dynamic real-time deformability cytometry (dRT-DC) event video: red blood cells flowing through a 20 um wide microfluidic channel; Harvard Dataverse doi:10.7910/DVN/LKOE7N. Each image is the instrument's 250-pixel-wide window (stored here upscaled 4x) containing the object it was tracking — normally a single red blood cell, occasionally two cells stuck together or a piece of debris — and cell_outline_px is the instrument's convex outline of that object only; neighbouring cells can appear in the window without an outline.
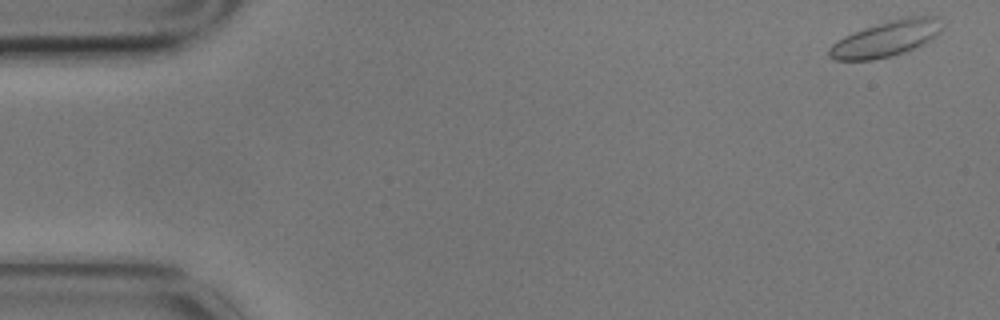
{"species": "common noctule bat (a hibernating species)", "species_latin": "Nyctalus noctula", "temperature_condition": "cold", "stored_images_in_passage": 8, "camera_frame_rate_fps": 3000, "um_per_image_px": 0.085, "animal": {"sex": "male", "body_mass_g": 17.9}, "frame": {"image": 1, "passage_image": 1, "time_ms": 0.0, "image_size_px": [1000, 320], "cell_outline_px": [[944, 24], [940, 32], [936, 36], [924, 44], [892, 56], [872, 60], [836, 60], [828, 56], [828, 48], [832, 44], [844, 36], [864, 28], [888, 20], [908, 16], [940, 16]], "centroid_in_image_um": [75.36, 3.27], "position_along_channel_um": 9.6, "area_um2": 23.7}}
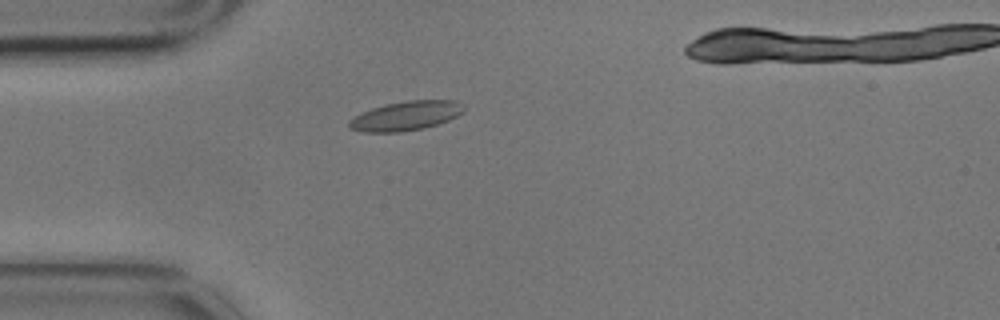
{"frame": {"image": 2, "passage_image": 5, "time_ms": 1.333, "image_size_px": [1000, 320], "cell_outline_px": [[464, 112], [448, 120], [424, 128], [400, 132], [364, 132], [348, 128], [348, 120], [372, 108], [384, 104], [408, 100], [456, 100], [464, 104]], "centroid_in_image_um": [34.51, 9.84], "position_along_channel_um": 50.5, "area_um2": 19.59}}